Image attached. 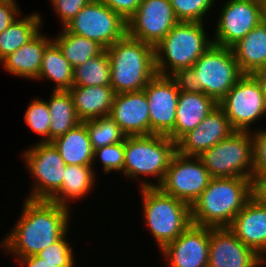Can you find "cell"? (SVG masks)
<instances>
[{
    "mask_svg": "<svg viewBox=\"0 0 266 267\" xmlns=\"http://www.w3.org/2000/svg\"><path fill=\"white\" fill-rule=\"evenodd\" d=\"M73 70L58 45L52 41L45 48L36 80H52L56 83L53 91H68L73 86Z\"/></svg>",
    "mask_w": 266,
    "mask_h": 267,
    "instance_id": "27",
    "label": "cell"
},
{
    "mask_svg": "<svg viewBox=\"0 0 266 267\" xmlns=\"http://www.w3.org/2000/svg\"><path fill=\"white\" fill-rule=\"evenodd\" d=\"M115 94L142 91L157 74L155 47L126 35L106 49Z\"/></svg>",
    "mask_w": 266,
    "mask_h": 267,
    "instance_id": "3",
    "label": "cell"
},
{
    "mask_svg": "<svg viewBox=\"0 0 266 267\" xmlns=\"http://www.w3.org/2000/svg\"><path fill=\"white\" fill-rule=\"evenodd\" d=\"M243 75L232 48L212 44L180 78L188 90L219 103Z\"/></svg>",
    "mask_w": 266,
    "mask_h": 267,
    "instance_id": "5",
    "label": "cell"
},
{
    "mask_svg": "<svg viewBox=\"0 0 266 267\" xmlns=\"http://www.w3.org/2000/svg\"><path fill=\"white\" fill-rule=\"evenodd\" d=\"M73 86H110V60L105 49L74 68Z\"/></svg>",
    "mask_w": 266,
    "mask_h": 267,
    "instance_id": "31",
    "label": "cell"
},
{
    "mask_svg": "<svg viewBox=\"0 0 266 267\" xmlns=\"http://www.w3.org/2000/svg\"><path fill=\"white\" fill-rule=\"evenodd\" d=\"M125 161L123 174L127 178L154 176L157 184L145 179L141 187H158L163 181L173 155L177 152L176 143L165 135L151 134L126 136L124 140Z\"/></svg>",
    "mask_w": 266,
    "mask_h": 267,
    "instance_id": "6",
    "label": "cell"
},
{
    "mask_svg": "<svg viewBox=\"0 0 266 267\" xmlns=\"http://www.w3.org/2000/svg\"><path fill=\"white\" fill-rule=\"evenodd\" d=\"M205 34L203 22L179 21L155 46L156 73L182 76L213 44Z\"/></svg>",
    "mask_w": 266,
    "mask_h": 267,
    "instance_id": "4",
    "label": "cell"
},
{
    "mask_svg": "<svg viewBox=\"0 0 266 267\" xmlns=\"http://www.w3.org/2000/svg\"><path fill=\"white\" fill-rule=\"evenodd\" d=\"M64 28L105 50L127 35V21L100 0H91Z\"/></svg>",
    "mask_w": 266,
    "mask_h": 267,
    "instance_id": "9",
    "label": "cell"
},
{
    "mask_svg": "<svg viewBox=\"0 0 266 267\" xmlns=\"http://www.w3.org/2000/svg\"><path fill=\"white\" fill-rule=\"evenodd\" d=\"M252 75L258 81L261 90L266 97V66L259 68L258 70L254 71Z\"/></svg>",
    "mask_w": 266,
    "mask_h": 267,
    "instance_id": "43",
    "label": "cell"
},
{
    "mask_svg": "<svg viewBox=\"0 0 266 267\" xmlns=\"http://www.w3.org/2000/svg\"><path fill=\"white\" fill-rule=\"evenodd\" d=\"M24 119L31 131L43 138L41 142H49L50 111L44 99L33 100L26 109Z\"/></svg>",
    "mask_w": 266,
    "mask_h": 267,
    "instance_id": "33",
    "label": "cell"
},
{
    "mask_svg": "<svg viewBox=\"0 0 266 267\" xmlns=\"http://www.w3.org/2000/svg\"><path fill=\"white\" fill-rule=\"evenodd\" d=\"M260 2H261L262 20L266 22V0H260Z\"/></svg>",
    "mask_w": 266,
    "mask_h": 267,
    "instance_id": "44",
    "label": "cell"
},
{
    "mask_svg": "<svg viewBox=\"0 0 266 267\" xmlns=\"http://www.w3.org/2000/svg\"><path fill=\"white\" fill-rule=\"evenodd\" d=\"M97 157L100 158L99 160L103 164V171L105 173L113 170L123 172L125 161L124 141L94 150L93 163H95Z\"/></svg>",
    "mask_w": 266,
    "mask_h": 267,
    "instance_id": "35",
    "label": "cell"
},
{
    "mask_svg": "<svg viewBox=\"0 0 266 267\" xmlns=\"http://www.w3.org/2000/svg\"><path fill=\"white\" fill-rule=\"evenodd\" d=\"M218 105L201 91L180 89L174 129L167 135L177 143L186 133L197 127Z\"/></svg>",
    "mask_w": 266,
    "mask_h": 267,
    "instance_id": "21",
    "label": "cell"
},
{
    "mask_svg": "<svg viewBox=\"0 0 266 267\" xmlns=\"http://www.w3.org/2000/svg\"><path fill=\"white\" fill-rule=\"evenodd\" d=\"M210 180L211 176L199 157L176 152L158 188L192 206Z\"/></svg>",
    "mask_w": 266,
    "mask_h": 267,
    "instance_id": "12",
    "label": "cell"
},
{
    "mask_svg": "<svg viewBox=\"0 0 266 267\" xmlns=\"http://www.w3.org/2000/svg\"><path fill=\"white\" fill-rule=\"evenodd\" d=\"M46 102L50 111L49 142H52L81 121L76 114L69 91H53Z\"/></svg>",
    "mask_w": 266,
    "mask_h": 267,
    "instance_id": "28",
    "label": "cell"
},
{
    "mask_svg": "<svg viewBox=\"0 0 266 267\" xmlns=\"http://www.w3.org/2000/svg\"><path fill=\"white\" fill-rule=\"evenodd\" d=\"M178 21L203 22L215 0H169Z\"/></svg>",
    "mask_w": 266,
    "mask_h": 267,
    "instance_id": "34",
    "label": "cell"
},
{
    "mask_svg": "<svg viewBox=\"0 0 266 267\" xmlns=\"http://www.w3.org/2000/svg\"><path fill=\"white\" fill-rule=\"evenodd\" d=\"M52 143L66 165L93 166L94 150L83 122L53 140Z\"/></svg>",
    "mask_w": 266,
    "mask_h": 267,
    "instance_id": "25",
    "label": "cell"
},
{
    "mask_svg": "<svg viewBox=\"0 0 266 267\" xmlns=\"http://www.w3.org/2000/svg\"><path fill=\"white\" fill-rule=\"evenodd\" d=\"M182 86L180 77L156 74L143 89L148 99L150 135L167 136L174 129Z\"/></svg>",
    "mask_w": 266,
    "mask_h": 267,
    "instance_id": "13",
    "label": "cell"
},
{
    "mask_svg": "<svg viewBox=\"0 0 266 267\" xmlns=\"http://www.w3.org/2000/svg\"><path fill=\"white\" fill-rule=\"evenodd\" d=\"M211 178L253 179V140L251 131H235L198 156Z\"/></svg>",
    "mask_w": 266,
    "mask_h": 267,
    "instance_id": "8",
    "label": "cell"
},
{
    "mask_svg": "<svg viewBox=\"0 0 266 267\" xmlns=\"http://www.w3.org/2000/svg\"><path fill=\"white\" fill-rule=\"evenodd\" d=\"M20 216L0 244L16 260L38 254L68 231L69 208L50 200L25 199Z\"/></svg>",
    "mask_w": 266,
    "mask_h": 267,
    "instance_id": "1",
    "label": "cell"
},
{
    "mask_svg": "<svg viewBox=\"0 0 266 267\" xmlns=\"http://www.w3.org/2000/svg\"><path fill=\"white\" fill-rule=\"evenodd\" d=\"M91 0H50L64 28Z\"/></svg>",
    "mask_w": 266,
    "mask_h": 267,
    "instance_id": "38",
    "label": "cell"
},
{
    "mask_svg": "<svg viewBox=\"0 0 266 267\" xmlns=\"http://www.w3.org/2000/svg\"><path fill=\"white\" fill-rule=\"evenodd\" d=\"M218 105L236 131H252L251 124L266 116V97L252 74H244Z\"/></svg>",
    "mask_w": 266,
    "mask_h": 267,
    "instance_id": "10",
    "label": "cell"
},
{
    "mask_svg": "<svg viewBox=\"0 0 266 267\" xmlns=\"http://www.w3.org/2000/svg\"><path fill=\"white\" fill-rule=\"evenodd\" d=\"M210 227L191 224L161 251L169 267H208Z\"/></svg>",
    "mask_w": 266,
    "mask_h": 267,
    "instance_id": "16",
    "label": "cell"
},
{
    "mask_svg": "<svg viewBox=\"0 0 266 267\" xmlns=\"http://www.w3.org/2000/svg\"><path fill=\"white\" fill-rule=\"evenodd\" d=\"M41 19V16L35 13L17 18L0 33V62L41 31Z\"/></svg>",
    "mask_w": 266,
    "mask_h": 267,
    "instance_id": "29",
    "label": "cell"
},
{
    "mask_svg": "<svg viewBox=\"0 0 266 267\" xmlns=\"http://www.w3.org/2000/svg\"><path fill=\"white\" fill-rule=\"evenodd\" d=\"M109 116L126 136L150 135L148 99L143 90L115 94Z\"/></svg>",
    "mask_w": 266,
    "mask_h": 267,
    "instance_id": "19",
    "label": "cell"
},
{
    "mask_svg": "<svg viewBox=\"0 0 266 267\" xmlns=\"http://www.w3.org/2000/svg\"><path fill=\"white\" fill-rule=\"evenodd\" d=\"M23 267H73L74 263H50L36 255L21 257L17 260Z\"/></svg>",
    "mask_w": 266,
    "mask_h": 267,
    "instance_id": "41",
    "label": "cell"
},
{
    "mask_svg": "<svg viewBox=\"0 0 266 267\" xmlns=\"http://www.w3.org/2000/svg\"><path fill=\"white\" fill-rule=\"evenodd\" d=\"M68 91L81 122L110 115L115 96L111 86H72Z\"/></svg>",
    "mask_w": 266,
    "mask_h": 267,
    "instance_id": "22",
    "label": "cell"
},
{
    "mask_svg": "<svg viewBox=\"0 0 266 267\" xmlns=\"http://www.w3.org/2000/svg\"><path fill=\"white\" fill-rule=\"evenodd\" d=\"M67 234L68 232H66L58 241L36 254V256L43 258L50 263H75L72 247L65 239Z\"/></svg>",
    "mask_w": 266,
    "mask_h": 267,
    "instance_id": "37",
    "label": "cell"
},
{
    "mask_svg": "<svg viewBox=\"0 0 266 267\" xmlns=\"http://www.w3.org/2000/svg\"><path fill=\"white\" fill-rule=\"evenodd\" d=\"M254 184L266 176V129L252 132Z\"/></svg>",
    "mask_w": 266,
    "mask_h": 267,
    "instance_id": "36",
    "label": "cell"
},
{
    "mask_svg": "<svg viewBox=\"0 0 266 267\" xmlns=\"http://www.w3.org/2000/svg\"><path fill=\"white\" fill-rule=\"evenodd\" d=\"M178 22L169 0H142L127 21V35L155 47Z\"/></svg>",
    "mask_w": 266,
    "mask_h": 267,
    "instance_id": "14",
    "label": "cell"
},
{
    "mask_svg": "<svg viewBox=\"0 0 266 267\" xmlns=\"http://www.w3.org/2000/svg\"><path fill=\"white\" fill-rule=\"evenodd\" d=\"M235 131L224 110L217 105L197 127L176 143L177 152L184 156L198 157Z\"/></svg>",
    "mask_w": 266,
    "mask_h": 267,
    "instance_id": "18",
    "label": "cell"
},
{
    "mask_svg": "<svg viewBox=\"0 0 266 267\" xmlns=\"http://www.w3.org/2000/svg\"><path fill=\"white\" fill-rule=\"evenodd\" d=\"M262 20L260 0H228L220 11L213 44L232 47Z\"/></svg>",
    "mask_w": 266,
    "mask_h": 267,
    "instance_id": "15",
    "label": "cell"
},
{
    "mask_svg": "<svg viewBox=\"0 0 266 267\" xmlns=\"http://www.w3.org/2000/svg\"><path fill=\"white\" fill-rule=\"evenodd\" d=\"M40 33L1 61L5 71L22 78H38L45 48L53 41Z\"/></svg>",
    "mask_w": 266,
    "mask_h": 267,
    "instance_id": "23",
    "label": "cell"
},
{
    "mask_svg": "<svg viewBox=\"0 0 266 267\" xmlns=\"http://www.w3.org/2000/svg\"><path fill=\"white\" fill-rule=\"evenodd\" d=\"M208 267H260L265 260L242 243L228 227H210Z\"/></svg>",
    "mask_w": 266,
    "mask_h": 267,
    "instance_id": "17",
    "label": "cell"
},
{
    "mask_svg": "<svg viewBox=\"0 0 266 267\" xmlns=\"http://www.w3.org/2000/svg\"><path fill=\"white\" fill-rule=\"evenodd\" d=\"M254 194L266 204V176L260 178L254 184Z\"/></svg>",
    "mask_w": 266,
    "mask_h": 267,
    "instance_id": "42",
    "label": "cell"
},
{
    "mask_svg": "<svg viewBox=\"0 0 266 267\" xmlns=\"http://www.w3.org/2000/svg\"><path fill=\"white\" fill-rule=\"evenodd\" d=\"M143 217L160 250L191 224V206L165 194L158 187L140 188Z\"/></svg>",
    "mask_w": 266,
    "mask_h": 267,
    "instance_id": "7",
    "label": "cell"
},
{
    "mask_svg": "<svg viewBox=\"0 0 266 267\" xmlns=\"http://www.w3.org/2000/svg\"><path fill=\"white\" fill-rule=\"evenodd\" d=\"M94 176L93 166L66 165L62 187L49 200L69 208L72 199L88 195L96 182Z\"/></svg>",
    "mask_w": 266,
    "mask_h": 267,
    "instance_id": "26",
    "label": "cell"
},
{
    "mask_svg": "<svg viewBox=\"0 0 266 267\" xmlns=\"http://www.w3.org/2000/svg\"><path fill=\"white\" fill-rule=\"evenodd\" d=\"M20 11L15 0H0V33L20 16Z\"/></svg>",
    "mask_w": 266,
    "mask_h": 267,
    "instance_id": "39",
    "label": "cell"
},
{
    "mask_svg": "<svg viewBox=\"0 0 266 267\" xmlns=\"http://www.w3.org/2000/svg\"><path fill=\"white\" fill-rule=\"evenodd\" d=\"M83 123L88 130L93 150L123 142L126 138L121 128L110 116L86 120Z\"/></svg>",
    "mask_w": 266,
    "mask_h": 267,
    "instance_id": "32",
    "label": "cell"
},
{
    "mask_svg": "<svg viewBox=\"0 0 266 267\" xmlns=\"http://www.w3.org/2000/svg\"><path fill=\"white\" fill-rule=\"evenodd\" d=\"M126 21L137 11L142 0H100Z\"/></svg>",
    "mask_w": 266,
    "mask_h": 267,
    "instance_id": "40",
    "label": "cell"
},
{
    "mask_svg": "<svg viewBox=\"0 0 266 267\" xmlns=\"http://www.w3.org/2000/svg\"><path fill=\"white\" fill-rule=\"evenodd\" d=\"M231 48L244 74L266 66V22L261 21Z\"/></svg>",
    "mask_w": 266,
    "mask_h": 267,
    "instance_id": "24",
    "label": "cell"
},
{
    "mask_svg": "<svg viewBox=\"0 0 266 267\" xmlns=\"http://www.w3.org/2000/svg\"><path fill=\"white\" fill-rule=\"evenodd\" d=\"M52 39L62 51L73 69L82 65L89 58L99 55L104 48L97 42L68 32L65 28Z\"/></svg>",
    "mask_w": 266,
    "mask_h": 267,
    "instance_id": "30",
    "label": "cell"
},
{
    "mask_svg": "<svg viewBox=\"0 0 266 267\" xmlns=\"http://www.w3.org/2000/svg\"><path fill=\"white\" fill-rule=\"evenodd\" d=\"M23 159L34 177V187L27 196L32 200H49L61 187L66 164L52 142H37L25 150Z\"/></svg>",
    "mask_w": 266,
    "mask_h": 267,
    "instance_id": "11",
    "label": "cell"
},
{
    "mask_svg": "<svg viewBox=\"0 0 266 267\" xmlns=\"http://www.w3.org/2000/svg\"><path fill=\"white\" fill-rule=\"evenodd\" d=\"M228 228L266 261V204L256 195L245 204Z\"/></svg>",
    "mask_w": 266,
    "mask_h": 267,
    "instance_id": "20",
    "label": "cell"
},
{
    "mask_svg": "<svg viewBox=\"0 0 266 267\" xmlns=\"http://www.w3.org/2000/svg\"><path fill=\"white\" fill-rule=\"evenodd\" d=\"M254 195V179L211 178L207 188L191 206L192 224L211 228L229 227Z\"/></svg>",
    "mask_w": 266,
    "mask_h": 267,
    "instance_id": "2",
    "label": "cell"
}]
</instances>
